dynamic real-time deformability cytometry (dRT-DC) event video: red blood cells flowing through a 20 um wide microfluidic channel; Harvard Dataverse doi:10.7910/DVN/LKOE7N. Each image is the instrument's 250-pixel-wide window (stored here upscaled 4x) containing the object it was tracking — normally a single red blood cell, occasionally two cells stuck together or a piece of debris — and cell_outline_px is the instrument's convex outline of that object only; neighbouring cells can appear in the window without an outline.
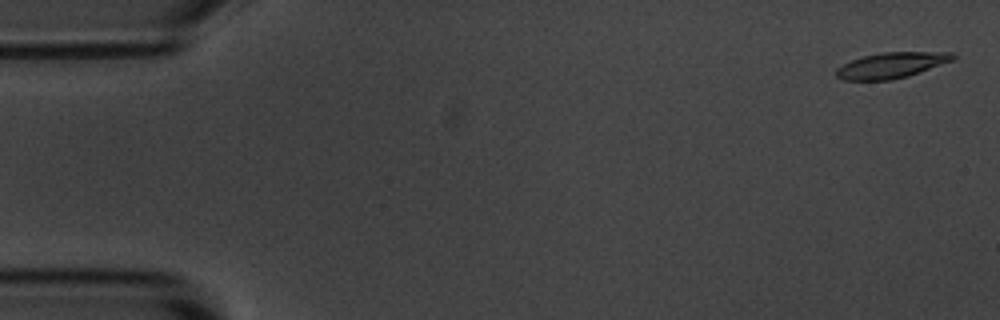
{"species": "common noctule bat (a hibernating species)", "species_latin": "Nyctalus noctula", "temperature_condition": "room temperature", "stored_images_in_passage": 5, "camera_frame_rate_fps": 3000, "um_per_image_px": 0.085, "animal": {"sex": "male", "body_mass_g": 20.1, "forearm_length_mm": 53.5}, "frame": {"image": 1, "passage_image": 1, "time_ms": 0.0, "image_size_px": [1000, 320], "cell_outline_px": [[956, 56], [952, 60], [908, 76], [888, 80], [844, 80], [836, 76], [836, 68], [852, 60], [864, 56], [884, 52], [952, 52]], "centroid_in_image_um": [75.75, 5.54], "position_along_channel_um": 9.2, "area_um2": 17.17}}
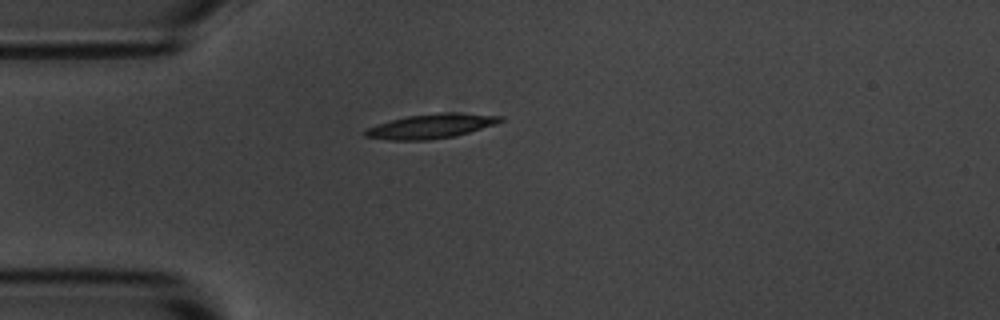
{"frame": {"image": 2, "passage_image": 4, "time_ms": 4.333, "image_size_px": [1000, 320], "cell_outline_px": [[504, 120], [496, 124], [468, 132], [452, 136], [428, 140], [388, 140], [364, 136], [364, 128], [376, 124], [408, 116], [440, 112], [456, 112], [504, 116]], "centroid_in_image_um": [36.63, 10.71], "position_along_channel_um": 48.4, "area_um2": 19.25}}